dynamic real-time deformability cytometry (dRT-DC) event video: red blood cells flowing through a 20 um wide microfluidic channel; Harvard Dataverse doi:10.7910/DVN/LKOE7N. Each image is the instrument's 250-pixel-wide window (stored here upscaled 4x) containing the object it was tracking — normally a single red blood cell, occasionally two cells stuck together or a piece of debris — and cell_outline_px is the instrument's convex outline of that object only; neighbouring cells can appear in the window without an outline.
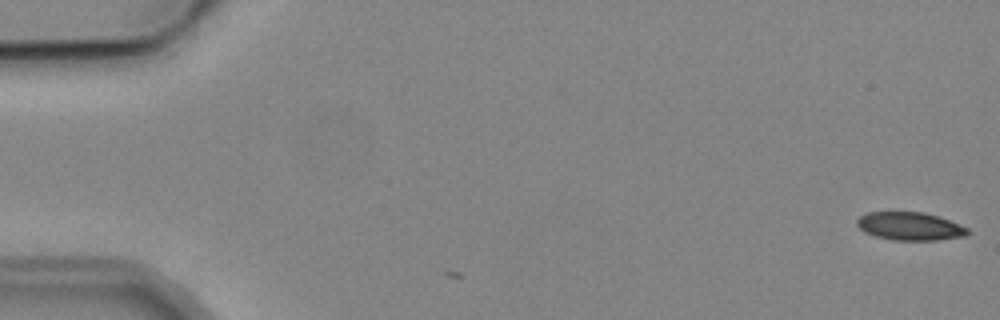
{"species": "common noctule bat (a hibernating species)", "species_latin": "Nyctalus noctula", "temperature_condition": "cold", "stored_images_in_passage": 2, "camera_frame_rate_fps": 3000, "um_per_image_px": 0.085, "animal": {"sex": "male", "body_mass_g": 19.2, "forearm_length_mm": 51.8}, "frame": {"image": 1, "passage_image": 1, "time_ms": 0.0, "image_size_px": [1000, 320], "cell_outline_px": [[968, 232], [964, 236], [936, 240], [892, 240], [876, 236], [864, 232], [856, 224], [856, 220], [860, 216], [868, 212], [924, 212], [948, 220], [968, 228]], "centroid_in_image_um": [77.3, 19.23], "position_along_channel_um": 7.7, "area_um2": 17.92}}